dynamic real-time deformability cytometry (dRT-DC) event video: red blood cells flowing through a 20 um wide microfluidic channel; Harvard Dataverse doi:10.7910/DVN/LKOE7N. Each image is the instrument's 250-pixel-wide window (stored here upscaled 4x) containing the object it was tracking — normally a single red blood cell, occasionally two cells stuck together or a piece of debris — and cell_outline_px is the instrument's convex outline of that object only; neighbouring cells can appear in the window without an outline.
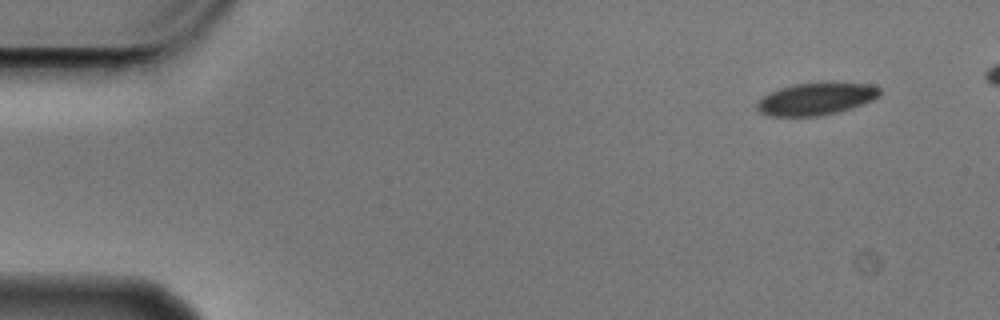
{"species": "Egyptian fruit bat (a non-hibernating species)", "species_latin": "Rousettus aegyptiacus", "temperature_condition": "cold", "stored_images_in_passage": 5, "camera_frame_rate_fps": 3000, "um_per_image_px": 0.085, "animal": {"sex": "male"}, "frame": {"image": 1, "passage_image": 1, "time_ms": 0.0, "image_size_px": [1000, 320], "cell_outline_px": [[880, 96], [872, 100], [852, 108], [820, 116], [768, 116], [760, 112], [756, 108], [756, 100], [780, 88], [792, 84], [824, 80], [832, 80], [868, 84], [880, 88]], "centroid_in_image_um": [69.38, 8.36], "position_along_channel_um": 15.6, "area_um2": 23.81}}